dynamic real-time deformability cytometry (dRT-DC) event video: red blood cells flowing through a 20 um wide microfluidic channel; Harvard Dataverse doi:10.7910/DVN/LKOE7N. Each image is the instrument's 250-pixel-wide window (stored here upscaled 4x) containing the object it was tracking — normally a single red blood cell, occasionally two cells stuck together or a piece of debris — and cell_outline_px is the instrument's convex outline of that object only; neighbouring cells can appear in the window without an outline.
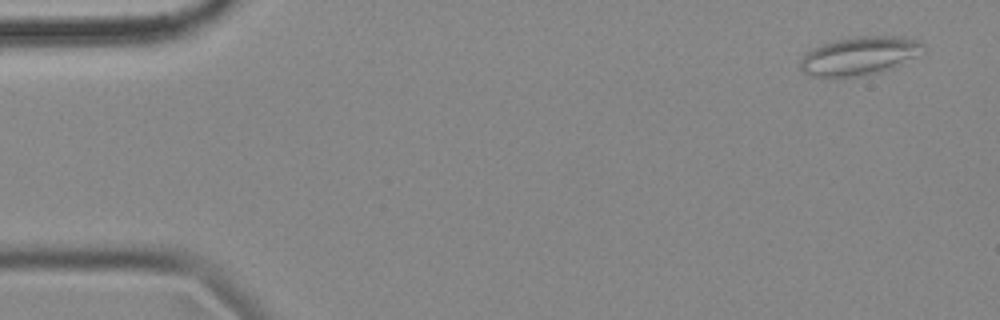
{"species": "common noctule bat (a hibernating species)", "species_latin": "Nyctalus noctula", "temperature_condition": "cold", "stored_images_in_passage": 5, "camera_frame_rate_fps": 3000, "um_per_image_px": 0.085, "animal": {"sex": "female", "body_mass_g": 18.4}, "frame": {"image": 1, "passage_image": 1, "time_ms": 0.0, "image_size_px": [1000, 320], "cell_outline_px": [[928, 48], [924, 52], [892, 68], [880, 72], [860, 76], [824, 80], [808, 76], [800, 72], [800, 60], [804, 52], [820, 44], [836, 40], [856, 36], [900, 36], [924, 40]], "centroid_in_image_um": [73.02, 4.77], "position_along_channel_um": 12.0, "area_um2": 28.84}}